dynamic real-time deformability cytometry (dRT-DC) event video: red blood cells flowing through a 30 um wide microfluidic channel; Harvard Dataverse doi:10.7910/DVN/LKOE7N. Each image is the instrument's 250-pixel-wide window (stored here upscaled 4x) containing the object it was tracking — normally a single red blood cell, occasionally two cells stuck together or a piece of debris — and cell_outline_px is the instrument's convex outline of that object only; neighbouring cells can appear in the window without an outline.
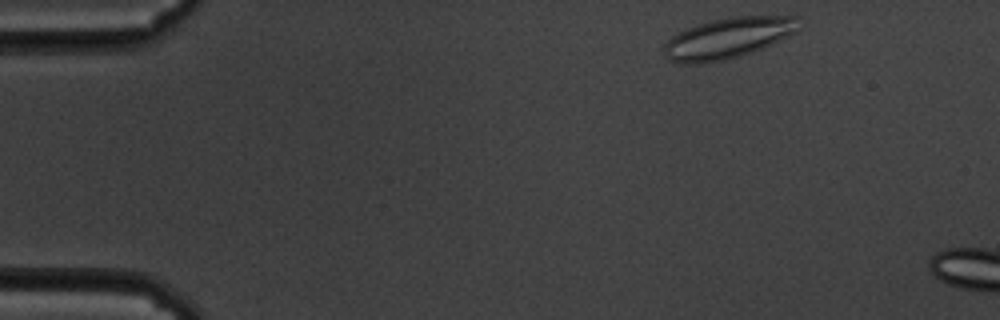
{"species": "common noctule bat (a hibernating species)", "species_latin": "Nyctalus noctula", "temperature_condition": "cold", "stored_images_in_passage": 7, "camera_frame_rate_fps": 3000, "um_per_image_px": 0.085, "animal": {"sex": "male", "body_mass_g": 19.5, "forearm_length_mm": 54.6}, "frame": {"image": 1, "passage_image": 2, "time_ms": 0.333, "image_size_px": [1000, 320], "cell_outline_px": [[804, 24], [796, 32], [752, 52], [720, 60], [696, 64], [684, 64], [668, 60], [664, 56], [664, 44], [672, 36], [696, 24], [712, 20], [736, 16], [796, 16], [804, 20]], "centroid_in_image_um": [61.91, 3.22], "position_along_channel_um": 23.1, "area_um2": 31.91}}